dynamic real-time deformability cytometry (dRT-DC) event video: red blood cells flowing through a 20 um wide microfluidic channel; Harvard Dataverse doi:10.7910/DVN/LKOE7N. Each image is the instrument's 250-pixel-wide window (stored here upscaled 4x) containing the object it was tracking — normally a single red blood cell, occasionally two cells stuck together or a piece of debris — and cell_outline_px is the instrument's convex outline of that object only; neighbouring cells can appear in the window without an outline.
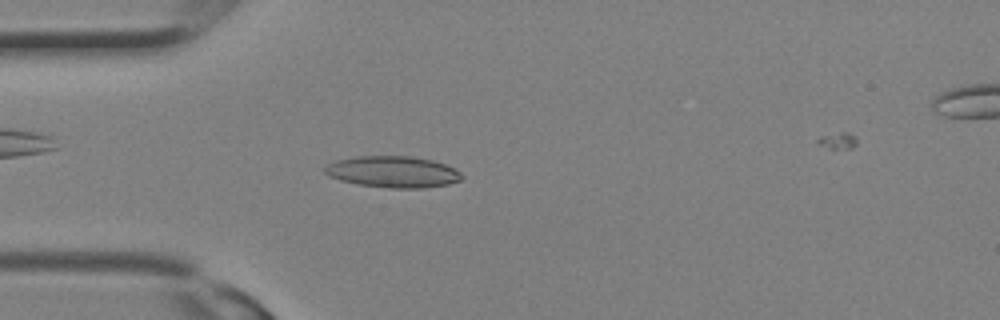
{"species": "Egyptian fruit bat (a non-hibernating species)", "species_latin": "Rousettus aegyptiacus", "temperature_condition": "room temperature", "stored_images_in_passage": 10, "camera_frame_rate_fps": 3000, "um_per_image_px": 0.085, "animal": {"sex": "female"}, "frame": {"image": 1, "passage_image": 6, "time_ms": 1.667, "image_size_px": [1000, 320], "cell_outline_px": [[464, 176], [460, 180], [448, 184], [424, 188], [392, 188], [360, 184], [340, 180], [328, 176], [324, 172], [324, 168], [328, 164], [336, 160], [356, 156], [408, 156], [432, 160], [456, 168]], "centroid_in_image_um": [33.4, 14.6], "position_along_channel_um": 51.6, "area_um2": 25.03}}
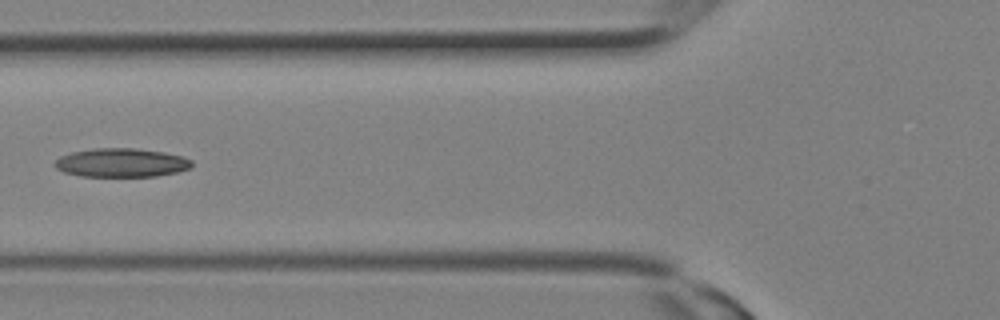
{"frame": {"image": 2, "passage_image": 9, "time_ms": 2.667, "image_size_px": [1000, 320], "cell_outline_px": [[192, 168], [176, 172], [156, 176], [80, 176], [64, 172], [56, 168], [52, 164], [60, 156], [72, 152], [92, 148], [132, 148], [164, 152], [184, 156], [192, 160]], "centroid_in_image_um": [10.32, 13.82], "position_along_channel_um": 115.5, "area_um2": 23.06}}